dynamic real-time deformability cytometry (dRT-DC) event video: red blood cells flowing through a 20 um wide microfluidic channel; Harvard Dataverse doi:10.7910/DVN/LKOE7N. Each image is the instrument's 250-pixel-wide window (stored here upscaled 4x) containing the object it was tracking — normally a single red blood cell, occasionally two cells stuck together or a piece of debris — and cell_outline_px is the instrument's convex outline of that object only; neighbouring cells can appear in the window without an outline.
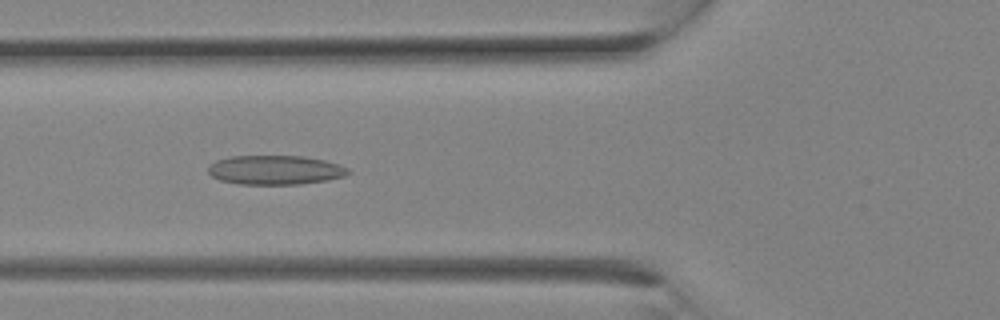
{"species": "Egyptian fruit bat (a non-hibernating species)", "species_latin": "Rousettus aegyptiacus", "temperature_condition": "room temperature", "stored_images_in_passage": 12, "camera_frame_rate_fps": 3000, "um_per_image_px": 0.085, "animal": {"sex": "female"}, "frame": {"image": 1, "passage_image": 9, "time_ms": 2.667, "image_size_px": [1000, 320], "cell_outline_px": [[352, 172], [344, 176], [328, 180], [300, 184], [240, 184], [220, 180], [212, 176], [208, 172], [208, 164], [216, 160], [228, 156], [304, 156], [324, 160], [340, 164], [348, 168]], "centroid_in_image_um": [23.39, 14.44], "position_along_channel_um": 102.4, "area_um2": 24.04}}
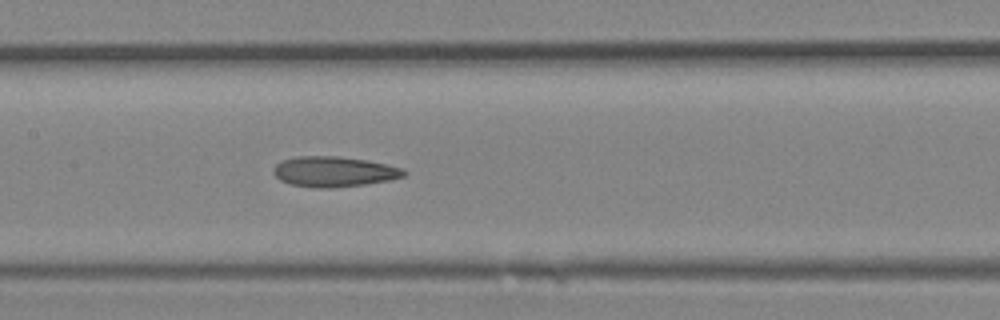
{"frame": {"image": 2, "passage_image": 12, "time_ms": 3.667, "image_size_px": [1000, 320], "cell_outline_px": [[408, 172], [404, 176], [392, 180], [364, 184], [328, 188], [312, 188], [292, 184], [280, 180], [272, 172], [272, 168], [280, 160], [296, 156], [340, 156], [388, 164], [404, 168]], "centroid_in_image_um": [28.39, 14.58], "position_along_channel_um": 179.0, "area_um2": 23.29}}